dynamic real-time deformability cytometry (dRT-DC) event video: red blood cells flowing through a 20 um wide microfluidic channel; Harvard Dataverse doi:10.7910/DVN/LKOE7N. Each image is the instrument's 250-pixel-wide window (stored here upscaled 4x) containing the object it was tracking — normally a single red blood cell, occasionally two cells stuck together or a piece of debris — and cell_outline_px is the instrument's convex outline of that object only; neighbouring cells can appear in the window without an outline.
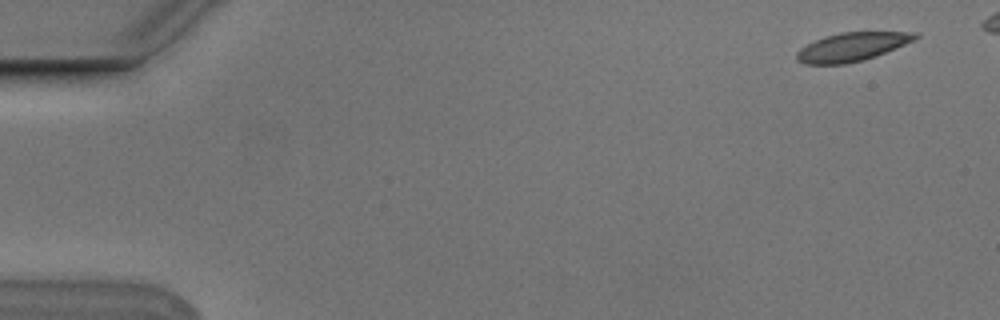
{"species": "Egyptian fruit bat (a non-hibernating species)", "species_latin": "Rousettus aegyptiacus", "temperature_condition": "cold", "stored_images_in_passage": 14, "camera_frame_rate_fps": 3000, "um_per_image_px": 0.085, "animal": {"sex": "male"}, "frame": {"image": 1, "passage_image": 3, "time_ms": 0.667, "image_size_px": [1000, 320], "cell_outline_px": [[920, 36], [904, 44], [876, 56], [864, 60], [844, 64], [804, 64], [796, 60], [796, 52], [800, 48], [816, 40], [840, 32], [920, 32]], "centroid_in_image_um": [72.4, 3.99], "position_along_channel_um": 12.6, "area_um2": 19.54}}